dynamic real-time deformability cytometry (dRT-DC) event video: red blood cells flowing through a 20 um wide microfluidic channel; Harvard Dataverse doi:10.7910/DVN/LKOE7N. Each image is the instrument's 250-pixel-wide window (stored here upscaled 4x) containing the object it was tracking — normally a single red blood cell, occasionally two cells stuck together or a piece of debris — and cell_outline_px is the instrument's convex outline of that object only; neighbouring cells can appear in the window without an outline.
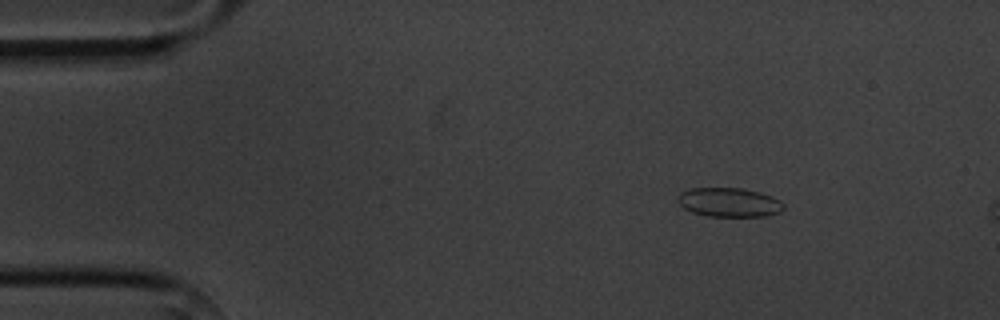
{"species": "common noctule bat (a hibernating species)", "species_latin": "Nyctalus noctula", "temperature_condition": "cold", "stored_images_in_passage": 3, "camera_frame_rate_fps": 3000, "um_per_image_px": 0.085, "animal": {"sex": "male", "body_mass_g": 20.1, "forearm_length_mm": 53.5}, "frame": {"image": 1, "passage_image": 1, "time_ms": 0.0, "image_size_px": [1000, 320], "cell_outline_px": [[784, 208], [780, 212], [768, 216], [708, 216], [692, 212], [684, 208], [676, 200], [680, 192], [692, 188], [744, 188], [760, 192], [772, 196], [780, 200], [784, 204]], "centroid_in_image_um": [61.99, 17.19], "position_along_channel_um": 23.0, "area_um2": 18.09}}